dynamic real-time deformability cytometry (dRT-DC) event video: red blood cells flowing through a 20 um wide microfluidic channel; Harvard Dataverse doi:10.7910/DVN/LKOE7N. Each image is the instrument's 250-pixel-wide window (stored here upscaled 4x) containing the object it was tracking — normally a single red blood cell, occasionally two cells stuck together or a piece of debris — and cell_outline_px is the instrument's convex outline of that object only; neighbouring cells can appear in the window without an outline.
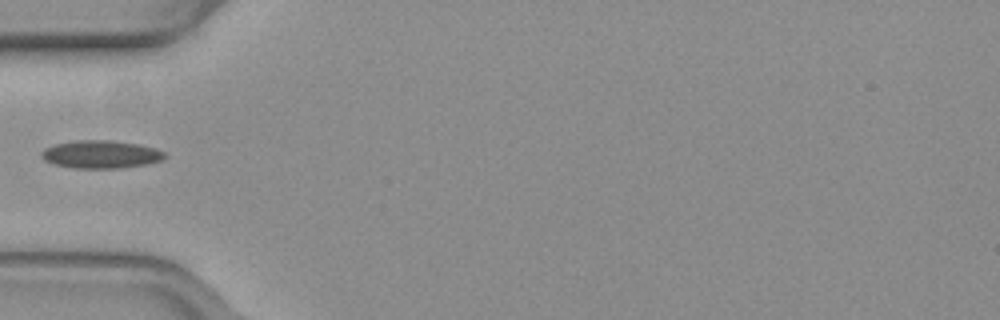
{"species": "common noctule bat (a hibernating species)", "species_latin": "Nyctalus noctula", "temperature_condition": "warm", "stored_images_in_passage": 36, "camera_frame_rate_fps": 3000, "um_per_image_px": 0.085, "animal": {"sex": "female", "body_mass_g": 19.3, "forearm_length_mm": 54.1}, "frame": {"image": 1, "passage_image": 1, "time_ms": 0.0, "image_size_px": [1000, 320], "cell_outline_px": [[168, 156], [160, 160], [148, 164], [120, 168], [72, 168], [52, 164], [44, 160], [40, 156], [40, 152], [44, 148], [56, 144], [76, 140], [108, 140], [140, 144], [156, 148], [164, 152]], "centroid_in_image_um": [8.56, 13.12], "position_along_channel_um": 76.4, "area_um2": 20.23}}